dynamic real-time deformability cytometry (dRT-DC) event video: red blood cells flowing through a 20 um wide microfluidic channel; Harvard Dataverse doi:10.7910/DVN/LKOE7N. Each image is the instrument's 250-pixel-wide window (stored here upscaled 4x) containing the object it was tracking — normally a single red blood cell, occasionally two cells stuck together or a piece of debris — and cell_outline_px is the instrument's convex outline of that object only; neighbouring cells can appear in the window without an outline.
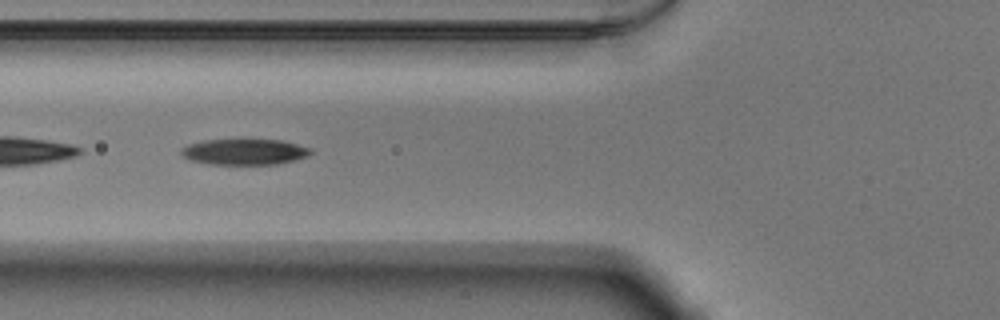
{"species": "Egyptian fruit bat (a non-hibernating species)", "species_latin": "Rousettus aegyptiacus", "temperature_condition": "warm", "stored_images_in_passage": 50, "camera_frame_rate_fps": 3000, "um_per_image_px": 0.085, "animal": {"sex": "male"}, "frame": {"image": 1, "passage_image": 18, "time_ms": 5.667, "image_size_px": [1000, 320], "cell_outline_px": [[312, 152], [308, 156], [276, 164], [208, 164], [192, 160], [184, 156], [180, 152], [180, 148], [188, 144], [204, 140], [280, 140], [312, 148]], "centroid_in_image_um": [20.76, 12.9], "position_along_channel_um": 105.0, "area_um2": 19.31}}
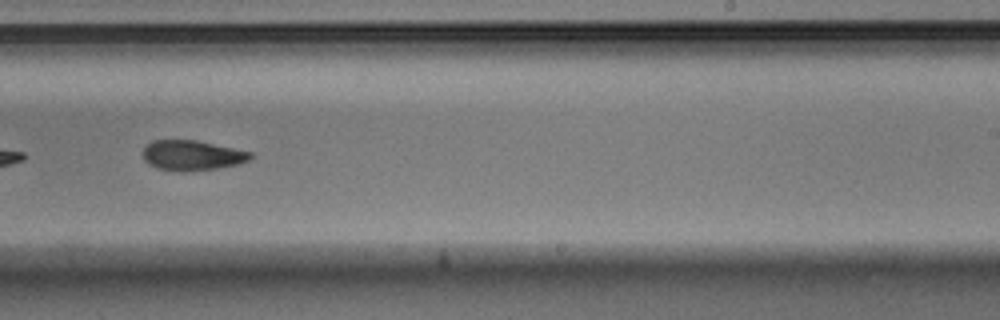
{"frame": {"image": 2, "passage_image": 31, "time_ms": 10.0, "image_size_px": [1000, 320], "cell_outline_px": [[256, 156], [240, 164], [220, 168], [192, 172], [184, 172], [160, 168], [148, 164], [144, 160], [144, 148], [152, 140], [196, 140], [252, 152]], "centroid_in_image_um": [16.38, 13.22], "position_along_channel_um": 272.6, "area_um2": 19.02}}
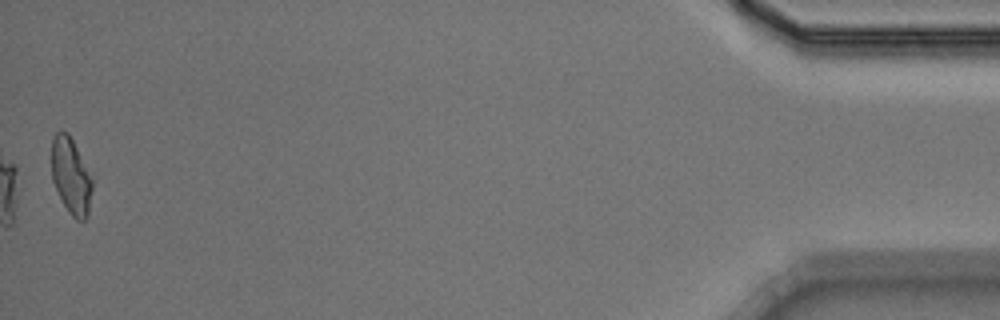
{"frame": {"image": 3, "passage_image": 50, "time_ms": 16.333, "image_size_px": [1000, 320], "cell_outline_px": [[92, 188], [88, 216], [84, 220], [76, 220], [68, 212], [52, 180], [52, 140], [56, 132], [68, 132], [92, 180]], "centroid_in_image_um": [6.02, 15.0], "position_along_channel_um": 429.2, "area_um2": 17.57}, "authors_computed_cell_mechanics": {"area_um2": 20.3167, "velocity_mm_per_s": 3.8703, "shape_relaxation_time_tau1_ms": 2.922, "shape_relaxation_time_tau2_ms": null, "deformation_change_tau1": 0.1421, "deformation_change_tau2": null}}